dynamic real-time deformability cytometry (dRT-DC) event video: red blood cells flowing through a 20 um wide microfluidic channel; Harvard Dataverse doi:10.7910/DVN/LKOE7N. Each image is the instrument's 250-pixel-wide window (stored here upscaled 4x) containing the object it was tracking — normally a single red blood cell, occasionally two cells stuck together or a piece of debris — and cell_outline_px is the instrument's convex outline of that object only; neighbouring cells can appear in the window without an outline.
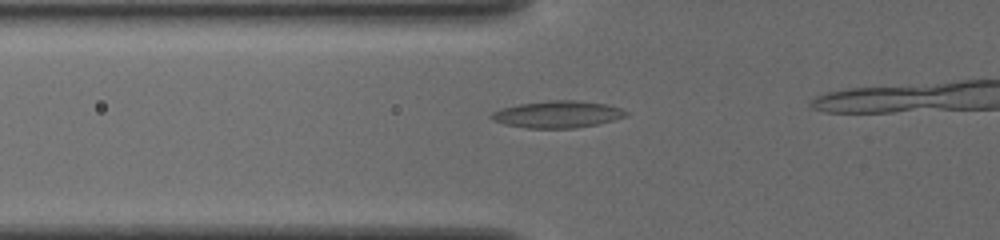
{"species": "common noctule bat (a hibernating species)", "species_latin": "Nyctalus noctula", "temperature_condition": "cold", "stored_images_in_passage": 13, "camera_frame_rate_fps": 3000, "um_per_image_px": 0.085, "animal": {"sex": "female", "body_mass_g": 19.5, "forearm_length_mm": 54.1}, "frame": {"image": 1, "passage_image": 4, "time_ms": 1.0, "image_size_px": [1000, 240], "cell_outline_px": [[628, 116], [596, 124], [572, 128], [528, 128], [504, 124], [488, 116], [492, 112], [500, 108], [520, 104], [548, 100], [576, 100], [608, 104], [620, 108], [628, 112]], "centroid_in_image_um": [47.39, 9.7], "position_along_channel_um": 78.4, "area_um2": 21.04}}
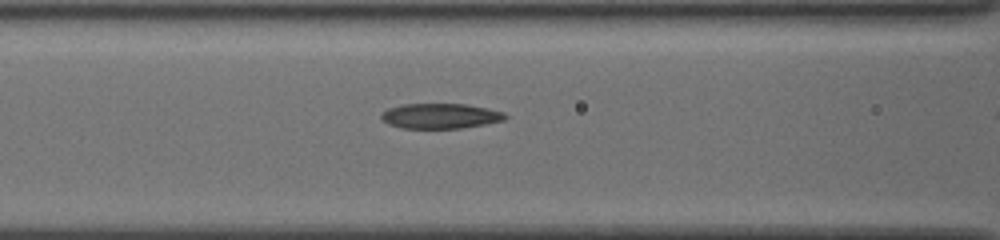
{"frame": {"image": 2, "passage_image": 8, "time_ms": 2.333, "image_size_px": [1000, 240], "cell_outline_px": [[508, 116], [504, 120], [484, 124], [460, 128], [400, 128], [388, 124], [380, 116], [388, 108], [404, 104], [468, 104], [488, 108], [504, 112]], "centroid_in_image_um": [37.45, 9.85], "position_along_channel_um": 129.2, "area_um2": 18.09}}
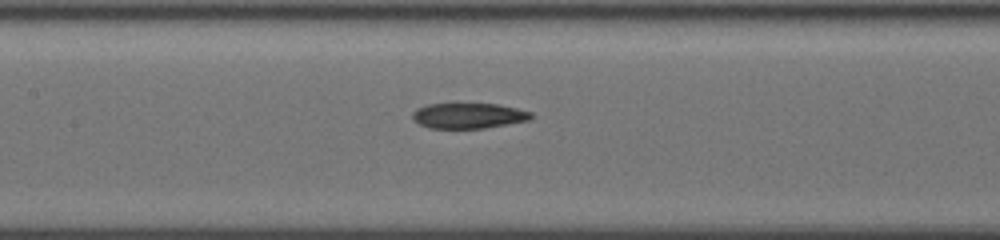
{"frame": {"image": 3, "passage_image": 11, "time_ms": 3.333, "image_size_px": [1000, 240], "cell_outline_px": [[536, 116], [528, 120], [484, 128], [428, 128], [420, 124], [412, 116], [412, 112], [416, 108], [428, 104], [452, 100], [500, 104], [532, 112]], "centroid_in_image_um": [39.8, 9.77], "position_along_channel_um": 167.6, "area_um2": 18.55}}